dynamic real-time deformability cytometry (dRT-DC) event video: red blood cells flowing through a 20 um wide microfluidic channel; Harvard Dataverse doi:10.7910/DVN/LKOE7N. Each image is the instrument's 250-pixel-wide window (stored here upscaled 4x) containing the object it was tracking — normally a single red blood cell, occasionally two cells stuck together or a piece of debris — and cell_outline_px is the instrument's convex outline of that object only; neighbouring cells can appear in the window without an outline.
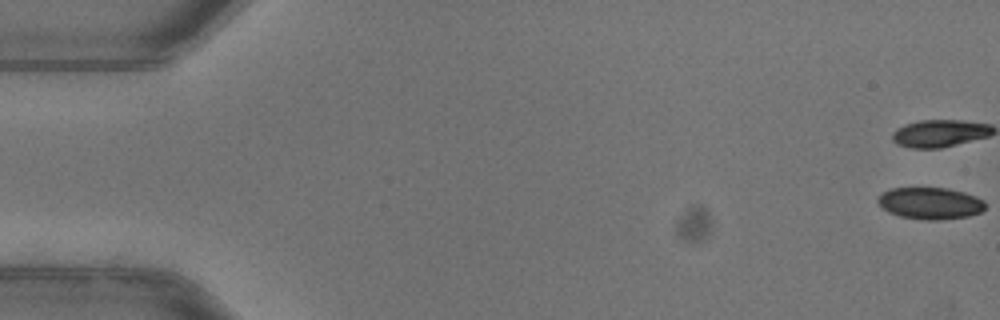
{"species": "common noctule bat (a hibernating species)", "species_latin": "Nyctalus noctula", "temperature_condition": "warm", "stored_images_in_passage": 49, "camera_frame_rate_fps": 3000, "um_per_image_px": 0.085, "animal": {"sex": "female"}, "frame": {"image": 1, "passage_image": 1, "time_ms": 0.0, "image_size_px": [1000, 320], "cell_outline_px": [[984, 208], [980, 212], [968, 216], [940, 220], [924, 220], [900, 216], [888, 212], [876, 200], [884, 192], [892, 188], [948, 188], [964, 192], [976, 196], [984, 200]], "centroid_in_image_um": [79.08, 17.28], "position_along_channel_um": 5.9, "area_um2": 19.77}}